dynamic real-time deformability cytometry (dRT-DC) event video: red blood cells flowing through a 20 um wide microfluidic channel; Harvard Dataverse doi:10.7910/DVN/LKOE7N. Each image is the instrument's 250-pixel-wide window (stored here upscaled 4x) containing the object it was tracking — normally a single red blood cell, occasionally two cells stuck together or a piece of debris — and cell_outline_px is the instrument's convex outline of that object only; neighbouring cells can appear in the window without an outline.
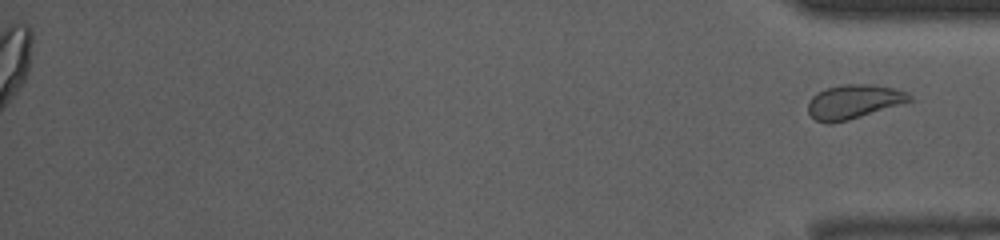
{"species": "common noctule bat (a hibernating species)", "species_latin": "Nyctalus noctula", "temperature_condition": "room temperature", "stored_images_in_passage": 49, "segment_of_instrument_passage": [2, 2], "camera_frame_rate_fps": 3000, "um_per_image_px": 0.085, "animal": {"sex": "male", "body_mass_g": 13.0, "forearm_length_mm": 53.1}, "frame": {"image": 1, "passage_image": 49, "time_ms": 16.0, "image_size_px": [1000, 240], "cell_outline_px": [[912, 100], [848, 120], [828, 124], [816, 120], [808, 112], [808, 100], [812, 96], [828, 88], [844, 84], [868, 84], [896, 88], [912, 96]], "centroid_in_image_um": [72.53, 8.64], "position_along_channel_um": 362.7, "area_um2": 19.77}}